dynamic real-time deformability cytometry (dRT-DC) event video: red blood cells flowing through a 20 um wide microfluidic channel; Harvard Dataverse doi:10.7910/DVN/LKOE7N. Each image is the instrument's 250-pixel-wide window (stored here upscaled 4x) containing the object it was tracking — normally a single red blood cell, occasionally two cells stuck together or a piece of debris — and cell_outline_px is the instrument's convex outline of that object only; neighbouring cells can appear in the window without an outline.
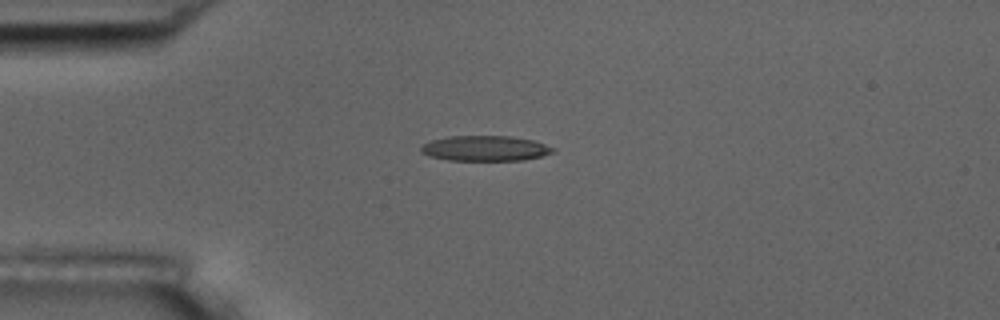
{"species": "common noctule bat (a hibernating species)", "species_latin": "Nyctalus noctula", "temperature_condition": "room temperature", "stored_images_in_passage": 4, "camera_frame_rate_fps": 3000, "um_per_image_px": 0.085, "animal": {"sex": "male", "body_mass_g": 17.5, "forearm_length_mm": 52.3}, "frame": {"image": 1, "passage_image": 3, "time_ms": 2.333, "image_size_px": [1000, 320], "cell_outline_px": [[556, 148], [552, 152], [540, 156], [524, 160], [448, 160], [428, 156], [420, 152], [420, 148], [424, 144], [432, 140], [448, 136], [512, 136], [532, 140]], "centroid_in_image_um": [41.21, 12.61], "position_along_channel_um": 43.8, "area_um2": 19.36}}